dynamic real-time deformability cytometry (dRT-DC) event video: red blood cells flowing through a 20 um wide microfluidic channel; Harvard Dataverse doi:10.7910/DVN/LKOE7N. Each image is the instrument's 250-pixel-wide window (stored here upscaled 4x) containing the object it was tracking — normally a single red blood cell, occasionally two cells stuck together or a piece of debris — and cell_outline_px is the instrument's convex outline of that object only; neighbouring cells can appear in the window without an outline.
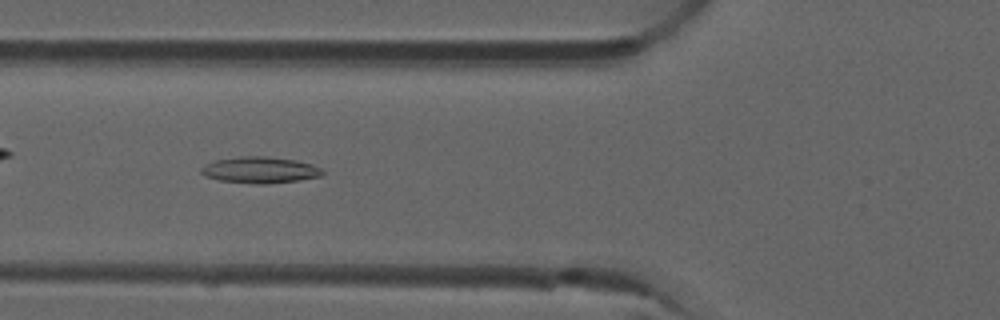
{"species": "common noctule bat (a hibernating species)", "species_latin": "Nyctalus noctula", "temperature_condition": "room temperature", "stored_images_in_passage": 50, "camera_frame_rate_fps": 3000, "um_per_image_px": 0.085, "animal": {"sex": "male", "forearm_length_mm": 52.5}, "frame": {"image": 1, "passage_image": 18, "time_ms": 5.667, "image_size_px": [1000, 320], "cell_outline_px": [[324, 172], [320, 176], [300, 180], [264, 184], [256, 184], [220, 180], [204, 176], [200, 172], [200, 168], [204, 164], [216, 160], [240, 156], [264, 156], [296, 160], [312, 164], [324, 168]], "centroid_in_image_um": [22.1, 14.44], "position_along_channel_um": 103.7, "area_um2": 18.73}}
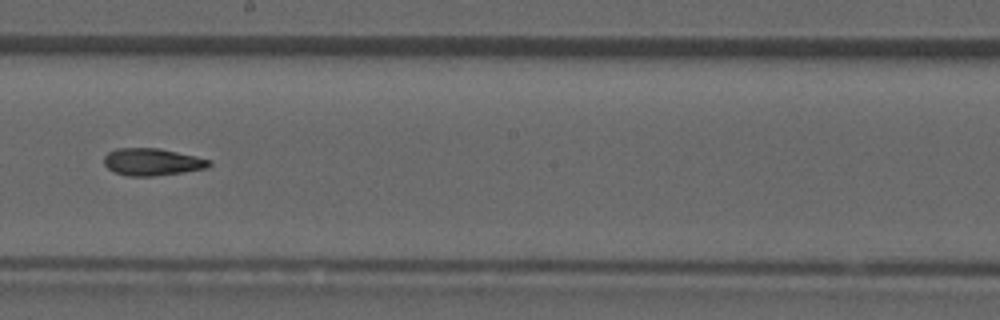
{"frame": {"image": 2, "passage_image": 28, "time_ms": 9.0, "image_size_px": [1000, 320], "cell_outline_px": [[212, 164], [208, 168], [184, 172], [152, 176], [128, 176], [116, 172], [108, 168], [104, 164], [104, 156], [108, 152], [116, 148], [160, 148], [196, 156], [212, 160]], "centroid_in_image_um": [12.97, 13.76], "position_along_channel_um": 235.2, "area_um2": 16.76}}
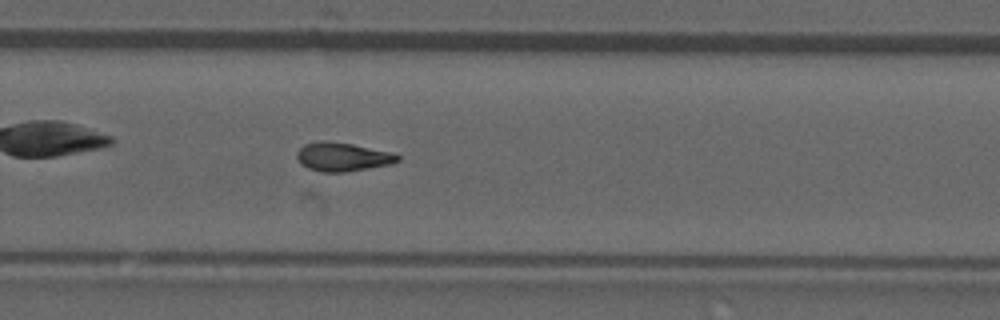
{"frame": {"image": 3, "passage_image": 33, "time_ms": 10.667, "image_size_px": [1000, 320], "cell_outline_px": [[400, 160], [392, 164], [344, 172], [320, 172], [308, 168], [296, 156], [296, 152], [304, 144], [320, 140], [328, 140], [352, 144], [392, 152], [400, 156]], "centroid_in_image_um": [29.13, 13.32], "position_along_channel_um": 300.7, "area_um2": 16.88}, "authors_computed_cell_mechanics": {"area_um2": 16.7909, "velocity_mm_per_s": 3.9409, "shape_relaxation_time_tau1_ms": null, "shape_relaxation_time_tau2_ms": 5.4571, "deformation_change_tau1": null, "deformation_change_tau2": 0.1378}}